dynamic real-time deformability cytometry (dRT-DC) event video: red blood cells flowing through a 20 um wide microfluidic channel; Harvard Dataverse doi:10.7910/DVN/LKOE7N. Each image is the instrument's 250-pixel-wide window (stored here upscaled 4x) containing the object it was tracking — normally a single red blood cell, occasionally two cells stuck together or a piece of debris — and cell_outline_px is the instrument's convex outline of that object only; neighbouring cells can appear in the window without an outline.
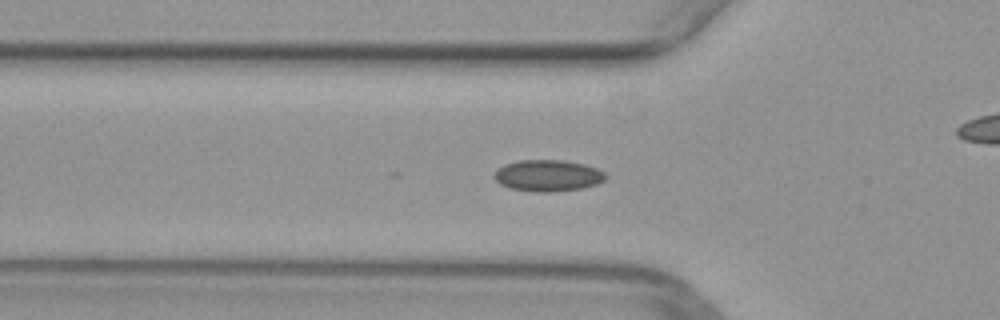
{"species": "common noctule bat (a hibernating species)", "species_latin": "Nyctalus noctula", "temperature_condition": "warm", "stored_images_in_passage": 46, "camera_frame_rate_fps": 3000, "um_per_image_px": 0.085, "animal": {"sex": "female", "body_mass_g": 29.2, "forearm_length_mm": 56.3}, "frame": {"image": 1, "passage_image": 12, "time_ms": 3.667, "image_size_px": [1000, 320], "cell_outline_px": [[608, 176], [604, 180], [596, 184], [584, 188], [552, 192], [532, 192], [508, 188], [500, 184], [492, 176], [492, 172], [496, 168], [504, 164], [520, 160], [564, 160], [584, 164], [596, 168], [604, 172]], "centroid_in_image_um": [46.52, 14.93], "position_along_channel_um": 79.3, "area_um2": 20.81}}
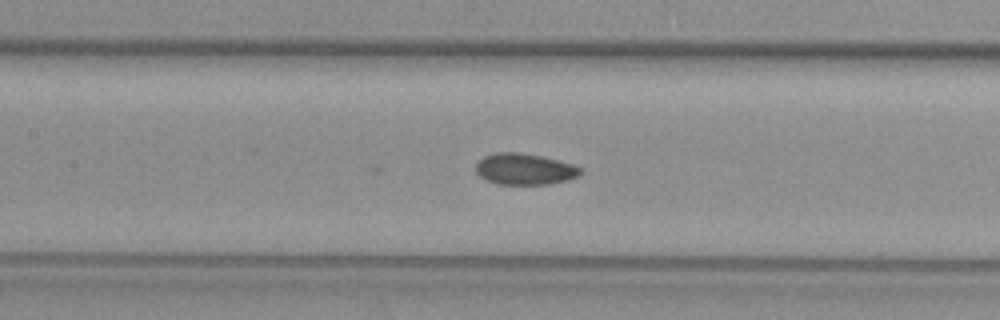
{"frame": {"image": 2, "passage_image": 18, "time_ms": 5.667, "image_size_px": [1000, 320], "cell_outline_px": [[584, 168], [580, 176], [568, 180], [548, 184], [496, 184], [480, 176], [476, 172], [476, 164], [484, 156], [496, 152], [520, 152], [560, 160]], "centroid_in_image_um": [44.64, 14.37], "position_along_channel_um": 162.8, "area_um2": 19.19}}
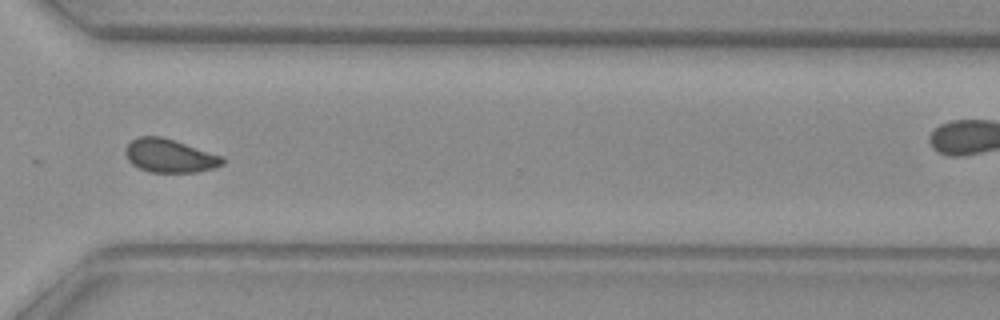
{"frame": {"image": 3, "passage_image": 32, "time_ms": 10.333, "image_size_px": [1000, 320], "cell_outline_px": [[224, 164], [216, 168], [196, 172], [148, 172], [132, 164], [128, 160], [124, 152], [124, 148], [132, 140], [140, 136], [160, 136], [224, 156]], "centroid_in_image_um": [14.43, 13.25], "position_along_channel_um": 356.2, "area_um2": 18.96}}